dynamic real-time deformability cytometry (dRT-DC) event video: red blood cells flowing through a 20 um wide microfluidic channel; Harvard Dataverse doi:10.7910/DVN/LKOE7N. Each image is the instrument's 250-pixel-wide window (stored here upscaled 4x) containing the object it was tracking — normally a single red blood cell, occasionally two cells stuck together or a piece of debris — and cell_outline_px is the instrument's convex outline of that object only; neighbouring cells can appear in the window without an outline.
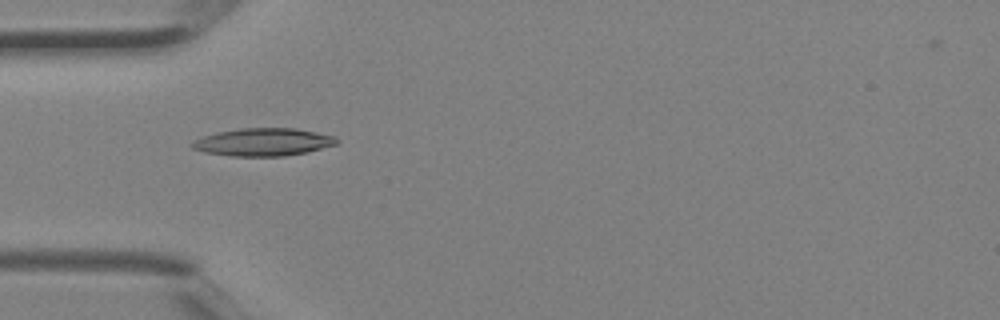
{"species": "Egyptian fruit bat (a non-hibernating species)", "species_latin": "Rousettus aegyptiacus", "temperature_condition": "room temperature", "stored_images_in_passage": 4, "camera_frame_rate_fps": 3000, "um_per_image_px": 0.085, "animal": {"sex": "female"}, "frame": {"image": 1, "passage_image": 4, "time_ms": 1.0, "image_size_px": [1000, 320], "cell_outline_px": [[340, 140], [336, 144], [308, 152], [284, 156], [232, 156], [204, 152], [192, 148], [188, 144], [204, 136], [220, 132], [240, 128], [296, 128], [336, 136]], "centroid_in_image_um": [22.4, 12.08], "position_along_channel_um": 62.6, "area_um2": 23.35}}